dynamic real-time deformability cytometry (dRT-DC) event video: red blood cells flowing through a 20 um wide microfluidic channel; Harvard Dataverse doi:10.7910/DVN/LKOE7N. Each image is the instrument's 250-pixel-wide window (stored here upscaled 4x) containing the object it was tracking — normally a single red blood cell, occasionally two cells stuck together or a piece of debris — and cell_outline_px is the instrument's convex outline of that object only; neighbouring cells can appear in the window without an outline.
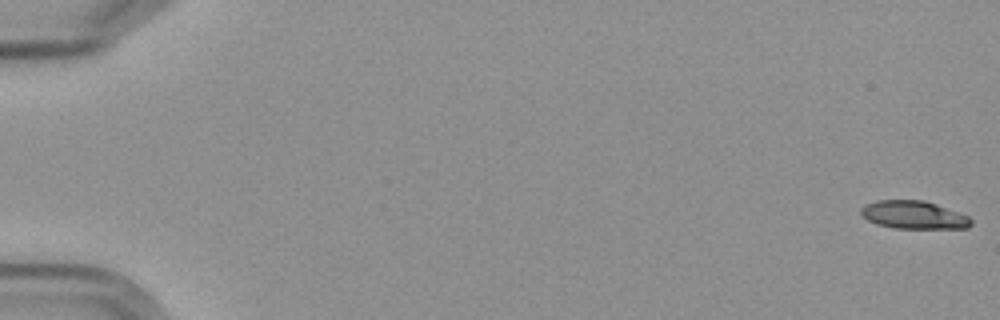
{"species": "Egyptian fruit bat (a non-hibernating species)", "species_latin": "Rousettus aegyptiacus", "temperature_condition": "cold", "stored_images_in_passage": 7, "segment_of_instrument_passage": [1, 2], "camera_frame_rate_fps": 3000, "um_per_image_px": 0.085, "frame": {"image": 1, "passage_image": 1, "time_ms": 0.0, "image_size_px": [1000, 320], "cell_outline_px": [[972, 224], [968, 228], [896, 228], [876, 224], [868, 220], [860, 212], [860, 208], [864, 204], [876, 200], [924, 200], [936, 204], [968, 216], [972, 220]], "centroid_in_image_um": [77.64, 18.26], "position_along_channel_um": 7.4, "area_um2": 17.92}}
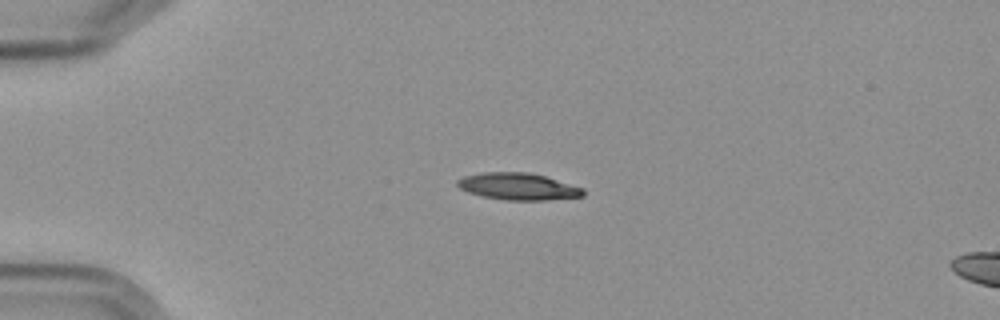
{"frame": {"image": 2, "passage_image": 5, "time_ms": 4.667, "image_size_px": [1000, 320], "cell_outline_px": [[584, 196], [548, 200], [504, 200], [484, 196], [468, 192], [460, 188], [456, 184], [456, 180], [464, 176], [484, 172], [528, 172], [544, 176], [584, 188]], "centroid_in_image_um": [44.04, 15.85], "position_along_channel_um": 41.0, "area_um2": 19.65}}